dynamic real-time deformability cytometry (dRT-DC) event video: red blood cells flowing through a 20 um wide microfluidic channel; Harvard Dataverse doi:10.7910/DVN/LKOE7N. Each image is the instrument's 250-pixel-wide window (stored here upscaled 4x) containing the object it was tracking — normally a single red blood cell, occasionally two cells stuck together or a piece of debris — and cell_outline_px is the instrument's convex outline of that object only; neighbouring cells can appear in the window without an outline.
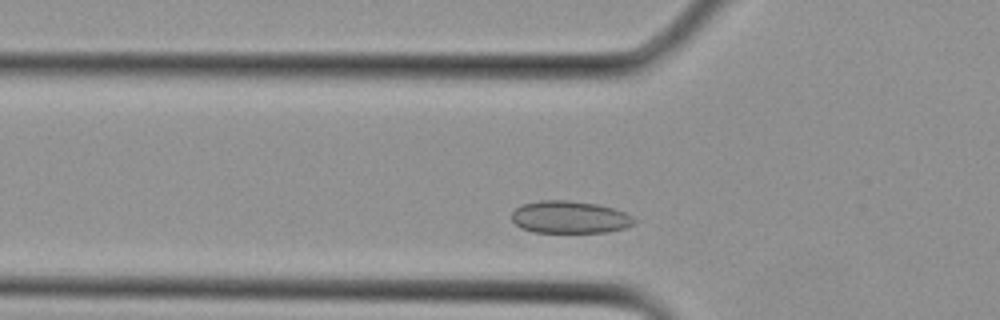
{"species": "Egyptian fruit bat (a non-hibernating species)", "species_latin": "Rousettus aegyptiacus", "temperature_condition": "cold", "stored_images_in_passage": 23, "camera_frame_rate_fps": 3000, "um_per_image_px": 0.085, "animal": {"sex": "female"}, "frame": {"image": 1, "passage_image": 3, "time_ms": 0.667, "image_size_px": [1000, 320], "cell_outline_px": [[636, 224], [624, 228], [604, 232], [532, 232], [520, 228], [512, 220], [512, 212], [520, 204], [540, 200], [568, 200], [596, 204], [612, 208], [624, 212], [632, 216], [636, 220]], "centroid_in_image_um": [48.4, 18.46], "position_along_channel_um": 77.4, "area_um2": 23.18}}
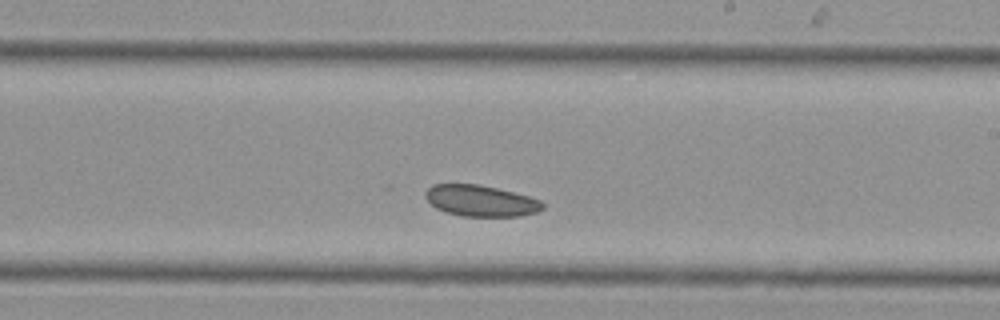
{"frame": {"image": 2, "passage_image": 11, "time_ms": 3.333, "image_size_px": [1000, 320], "cell_outline_px": [[544, 208], [536, 212], [520, 216], [464, 216], [448, 212], [436, 208], [424, 196], [424, 192], [432, 184], [480, 184], [528, 196], [540, 200], [544, 204]], "centroid_in_image_um": [40.86, 17.06], "position_along_channel_um": 248.1, "area_um2": 21.15}}
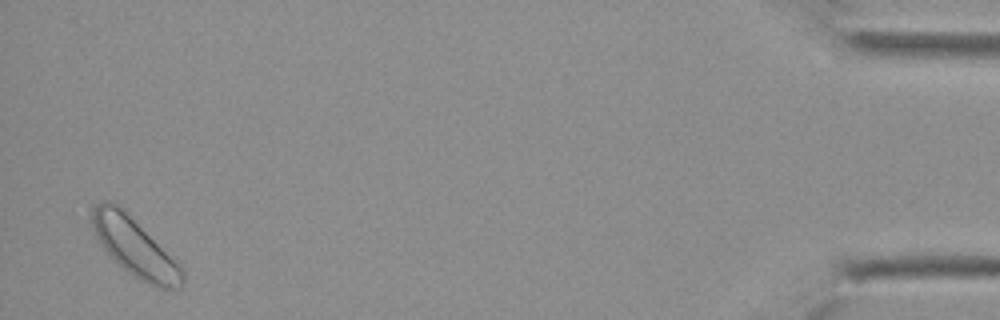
{"frame": {"image": 3, "passage_image": 23, "time_ms": 7.333, "image_size_px": [1000, 320], "cell_outline_px": [[184, 284], [180, 288], [160, 288], [148, 284], [140, 280], [128, 272], [100, 244], [92, 228], [88, 216], [92, 204], [100, 200], [112, 200], [120, 204], [184, 268]], "centroid_in_image_um": [11.41, 20.92], "position_along_channel_um": 423.8, "area_um2": 31.27}}